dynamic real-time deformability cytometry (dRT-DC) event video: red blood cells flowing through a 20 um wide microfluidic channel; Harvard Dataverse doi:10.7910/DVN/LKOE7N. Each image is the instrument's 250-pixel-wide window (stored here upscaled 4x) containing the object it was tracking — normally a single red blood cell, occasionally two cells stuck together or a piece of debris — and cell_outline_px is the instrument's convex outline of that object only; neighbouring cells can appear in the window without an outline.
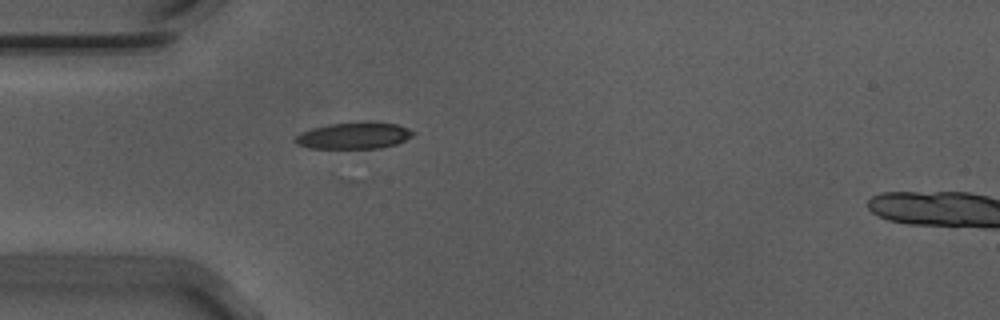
{"species": "Egyptian fruit bat (a non-hibernating species)", "species_latin": "Rousettus aegyptiacus", "temperature_condition": "warm", "stored_images_in_passage": 42, "camera_frame_rate_fps": 3000, "um_per_image_px": 0.085, "animal": {"sex": "male"}, "frame": {"image": 1, "passage_image": 20, "time_ms": 6.333, "image_size_px": [1000, 320], "cell_outline_px": [[416, 132], [412, 136], [396, 144], [380, 148], [308, 148], [296, 144], [292, 140], [296, 136], [312, 128], [328, 124], [396, 124], [408, 128]], "centroid_in_image_um": [30.05, 11.57], "position_along_channel_um": 55.0, "area_um2": 17.51}}